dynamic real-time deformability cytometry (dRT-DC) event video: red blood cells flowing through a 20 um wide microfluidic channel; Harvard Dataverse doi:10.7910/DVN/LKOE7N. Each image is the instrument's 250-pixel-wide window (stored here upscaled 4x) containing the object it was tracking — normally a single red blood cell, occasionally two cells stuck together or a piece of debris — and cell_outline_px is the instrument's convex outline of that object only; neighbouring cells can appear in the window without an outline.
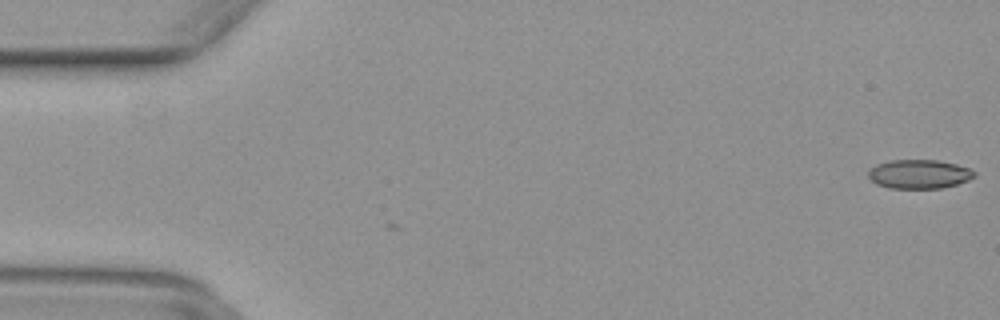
{"species": "common noctule bat (a hibernating species)", "species_latin": "Nyctalus noctula", "temperature_condition": "warm", "stored_images_in_passage": 50, "camera_frame_rate_fps": 3000, "um_per_image_px": 0.085, "animal": {"sex": "female", "body_mass_g": 29.2, "forearm_length_mm": 56.3}, "frame": {"image": 1, "passage_image": 1, "time_ms": 0.0, "image_size_px": [1000, 320], "cell_outline_px": [[976, 176], [968, 180], [956, 184], [940, 188], [888, 188], [876, 184], [868, 176], [868, 172], [876, 164], [888, 160], [936, 160], [956, 164], [968, 168], [976, 172]], "centroid_in_image_um": [78.12, 14.79], "position_along_channel_um": 6.9, "area_um2": 17.86}}
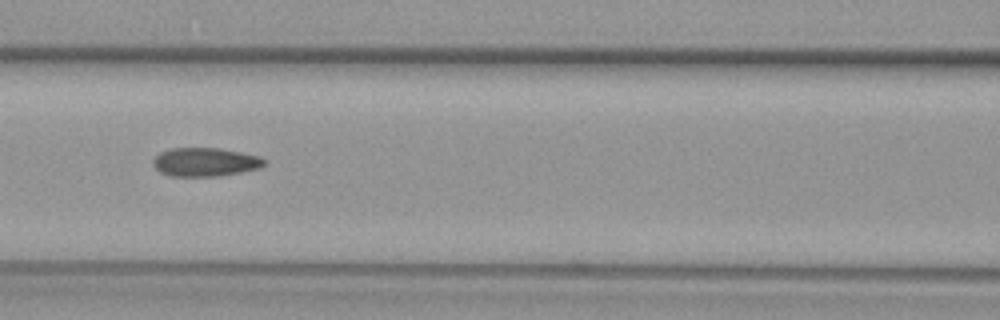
{"frame": {"image": 2, "passage_image": 22, "time_ms": 7.0, "image_size_px": [1000, 320], "cell_outline_px": [[264, 164], [260, 168], [240, 172], [216, 176], [168, 176], [160, 172], [152, 164], [152, 160], [160, 152], [172, 148], [220, 148], [260, 156], [264, 160]], "centroid_in_image_um": [17.4, 13.77], "position_along_channel_um": 149.2, "area_um2": 18.5}}
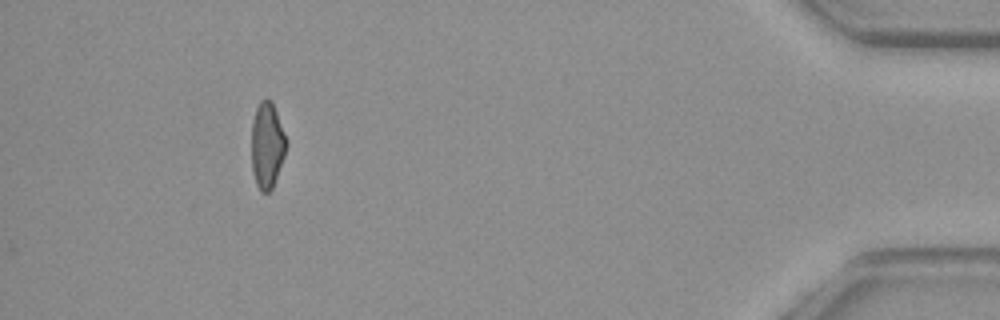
{"frame": {"image": 3, "passage_image": 46, "time_ms": 15.0, "image_size_px": [1000, 320], "cell_outline_px": [[288, 144], [284, 156], [272, 188], [268, 192], [260, 192], [256, 184], [252, 172], [252, 120], [256, 108], [260, 100], [272, 100], [288, 140]], "centroid_in_image_um": [22.71, 12.33], "position_along_channel_um": 412.5, "area_um2": 17.57}}